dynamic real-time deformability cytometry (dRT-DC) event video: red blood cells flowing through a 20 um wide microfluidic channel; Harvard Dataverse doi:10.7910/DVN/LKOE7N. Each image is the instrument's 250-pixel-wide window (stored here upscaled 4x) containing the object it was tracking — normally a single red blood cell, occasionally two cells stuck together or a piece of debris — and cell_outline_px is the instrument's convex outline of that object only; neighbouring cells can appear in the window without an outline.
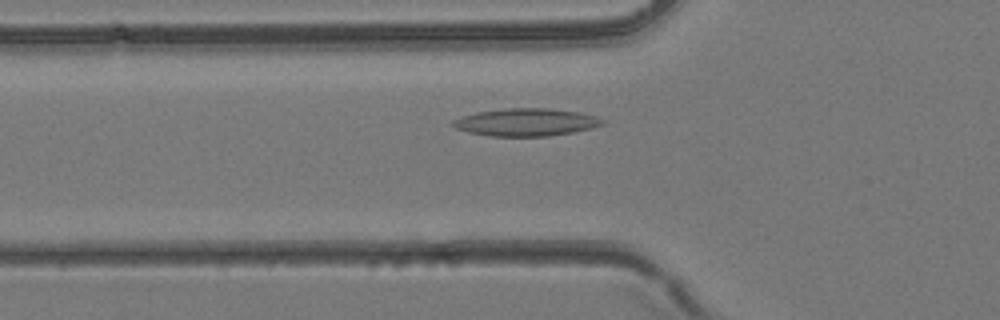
{"species": "common noctule bat (a hibernating species)", "species_latin": "Nyctalus noctula", "temperature_condition": "room temperature", "stored_images_in_passage": 34, "camera_frame_rate_fps": 3000, "um_per_image_px": 0.085, "animal": {"sex": "female", "body_mass_g": 24.6, "forearm_length_mm": 56.2}, "frame": {"image": 1, "passage_image": 6, "time_ms": 1.667, "image_size_px": [1000, 320], "cell_outline_px": [[608, 120], [604, 124], [592, 128], [572, 132], [548, 136], [492, 136], [468, 132], [456, 128], [452, 124], [452, 120], [476, 112], [504, 108], [548, 108], [576, 112], [596, 116]], "centroid_in_image_um": [44.74, 10.38], "position_along_channel_um": 81.1, "area_um2": 23.99}}
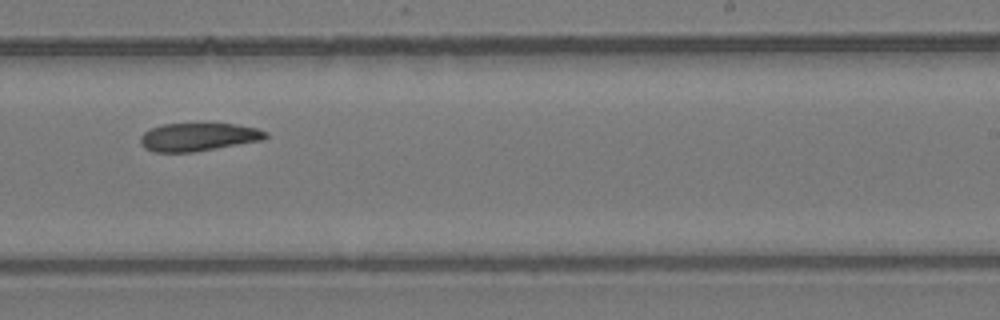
{"frame": {"image": 2, "passage_image": 18, "time_ms": 5.667, "image_size_px": [1000, 320], "cell_outline_px": [[268, 136], [264, 140], [192, 152], [152, 152], [144, 148], [140, 144], [140, 136], [144, 132], [152, 128], [164, 124], [236, 124], [256, 128], [268, 132]], "centroid_in_image_um": [16.85, 11.65], "position_along_channel_um": 272.1, "area_um2": 20.46}}
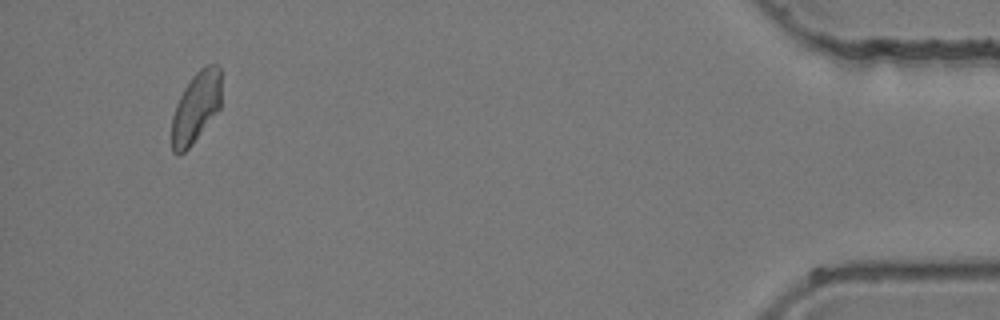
{"frame": {"image": 3, "passage_image": 32, "time_ms": 10.333, "image_size_px": [1000, 320], "cell_outline_px": [[220, 108], [192, 144], [180, 156], [176, 156], [172, 152], [172, 116], [176, 104], [184, 88], [192, 76], [200, 68], [208, 64], [216, 64], [220, 68]], "centroid_in_image_um": [16.64, 9.14], "position_along_channel_um": 418.6, "area_um2": 20.4}}